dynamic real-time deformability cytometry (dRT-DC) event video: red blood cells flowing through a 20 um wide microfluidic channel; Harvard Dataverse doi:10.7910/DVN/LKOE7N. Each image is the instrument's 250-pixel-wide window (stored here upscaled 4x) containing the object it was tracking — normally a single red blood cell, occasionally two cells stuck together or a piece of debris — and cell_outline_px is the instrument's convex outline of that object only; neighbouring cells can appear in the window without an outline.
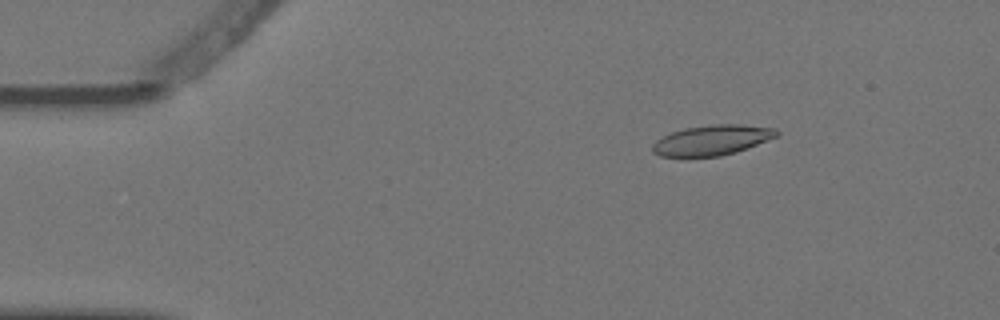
{"species": "Egyptian fruit bat (a non-hibernating species)", "species_latin": "Rousettus aegyptiacus", "temperature_condition": "warm", "stored_images_in_passage": 4, "camera_frame_rate_fps": 3000, "um_per_image_px": 0.085, "animal": {"sex": "female"}, "frame": {"image": 1, "passage_image": 1, "time_ms": 0.0, "image_size_px": [1000, 320], "cell_outline_px": [[780, 132], [776, 136], [736, 152], [720, 156], [660, 156], [652, 152], [652, 144], [656, 140], [672, 132], [684, 128], [712, 124], [740, 124], [776, 128]], "centroid_in_image_um": [60.5, 11.9], "position_along_channel_um": 24.5, "area_um2": 21.62}}